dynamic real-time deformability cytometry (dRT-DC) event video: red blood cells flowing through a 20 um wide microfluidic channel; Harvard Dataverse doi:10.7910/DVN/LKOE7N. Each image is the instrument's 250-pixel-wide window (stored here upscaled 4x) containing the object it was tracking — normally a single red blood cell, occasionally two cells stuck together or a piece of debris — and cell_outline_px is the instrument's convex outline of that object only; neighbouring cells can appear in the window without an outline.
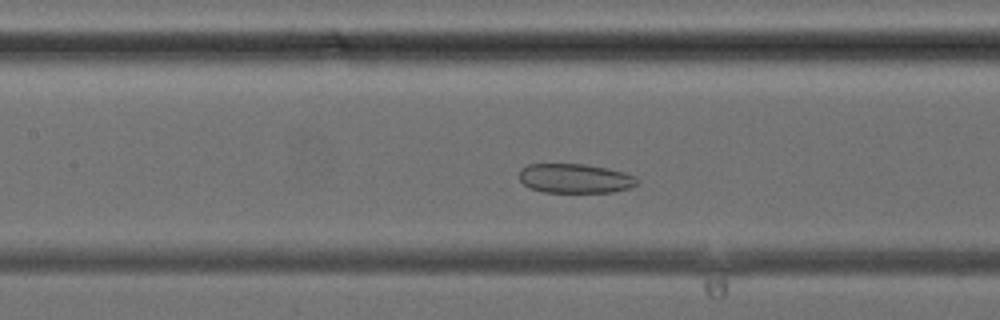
{"species": "common noctule bat (a hibernating species)", "species_latin": "Nyctalus noctula", "temperature_condition": "cold", "stored_images_in_passage": 33, "camera_frame_rate_fps": 3000, "um_per_image_px": 0.085, "animal": {"sex": "female", "body_mass_g": 24.6, "forearm_length_mm": 56.2}, "frame": {"image": 1, "passage_image": 10, "time_ms": 3.0, "image_size_px": [1000, 320], "cell_outline_px": [[640, 180], [636, 184], [628, 188], [612, 192], [544, 192], [532, 188], [524, 184], [520, 180], [520, 168], [528, 164], [584, 164], [608, 168], [624, 172], [636, 176]], "centroid_in_image_um": [48.9, 15.16], "position_along_channel_um": 158.5, "area_um2": 20.17}}
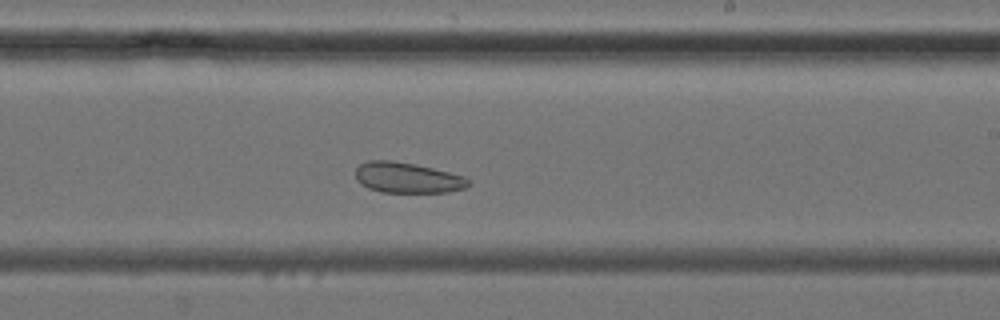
{"frame": {"image": 2, "passage_image": 16, "time_ms": 5.0, "image_size_px": [1000, 320], "cell_outline_px": [[472, 184], [464, 188], [448, 192], [380, 192], [368, 188], [360, 184], [356, 180], [356, 168], [360, 164], [368, 160], [392, 160], [416, 164], [464, 176], [472, 180]], "centroid_in_image_um": [34.63, 15.1], "position_along_channel_um": 254.4, "area_um2": 20.29}}
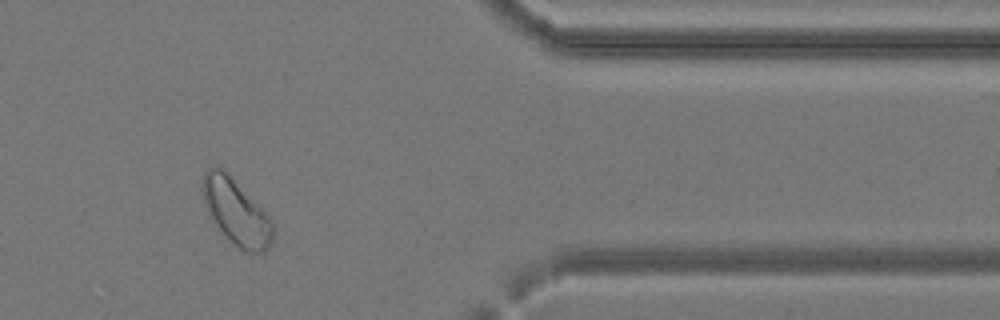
{"frame": {"image": 3, "passage_image": 26, "time_ms": 8.333, "image_size_px": [1000, 320], "cell_outline_px": [[276, 228], [272, 240], [268, 248], [264, 252], [244, 252], [216, 224], [208, 212], [204, 200], [204, 172], [208, 168], [216, 164], [220, 164], [224, 168], [272, 220]], "centroid_in_image_um": [20.12, 17.98], "position_along_channel_um": 391.3, "area_um2": 26.36}}